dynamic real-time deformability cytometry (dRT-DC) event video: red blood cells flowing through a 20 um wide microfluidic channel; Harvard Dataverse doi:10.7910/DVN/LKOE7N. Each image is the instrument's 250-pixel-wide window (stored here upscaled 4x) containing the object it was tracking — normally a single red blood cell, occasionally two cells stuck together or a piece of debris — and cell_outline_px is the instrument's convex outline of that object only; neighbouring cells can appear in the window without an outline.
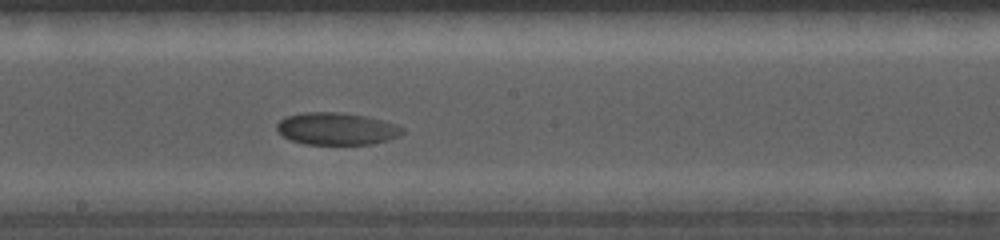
{"species": "common noctule bat (a hibernating species)", "species_latin": "Nyctalus noctula", "temperature_condition": "cold", "stored_images_in_passage": 32, "camera_frame_rate_fps": 5000, "um_per_image_px": 0.085, "animal": {"sex": "female", "body_mass_g": 19.0, "forearm_length_mm": 56.7}, "frame": {"image": 1, "passage_image": 18, "time_ms": 7.0, "image_size_px": [1000, 240], "cell_outline_px": [[404, 132], [400, 136], [388, 140], [372, 144], [304, 144], [292, 140], [284, 136], [276, 128], [276, 124], [284, 116], [304, 112], [340, 112], [364, 116], [396, 124], [404, 128]], "centroid_in_image_um": [28.61, 10.94], "position_along_channel_um": 219.6, "area_um2": 23.58}}
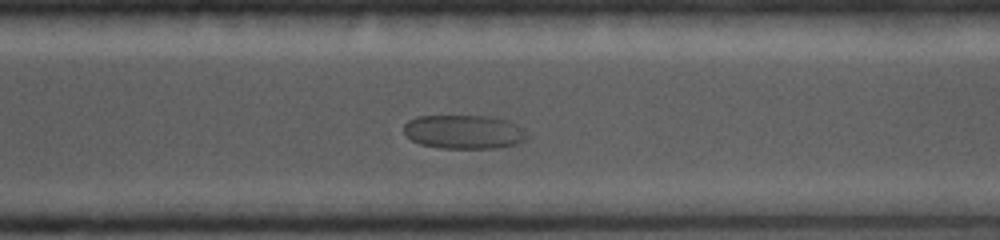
{"frame": {"image": 2, "passage_image": 24, "time_ms": 9.6, "image_size_px": [1000, 240], "cell_outline_px": [[528, 136], [524, 140], [516, 144], [496, 148], [436, 148], [420, 144], [412, 140], [404, 132], [404, 124], [408, 120], [416, 116], [488, 116], [508, 120], [516, 124]], "centroid_in_image_um": [39.4, 11.21], "position_along_channel_um": 331.2, "area_um2": 24.33}}
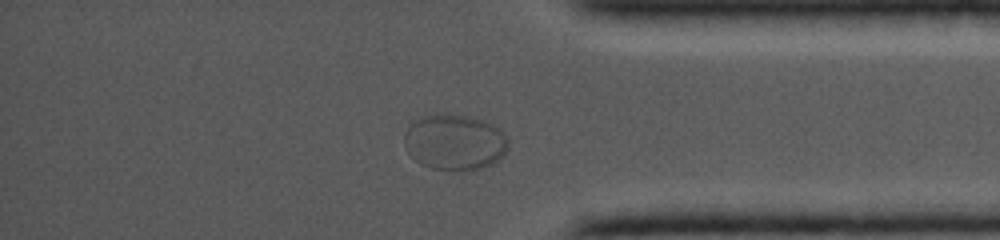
{"frame": {"image": 3, "passage_image": 28, "time_ms": 11.2, "image_size_px": [1000, 240], "cell_outline_px": [[508, 148], [504, 156], [492, 164], [480, 168], [460, 172], [432, 168], [420, 164], [404, 148], [404, 132], [408, 124], [424, 116], [440, 112], [468, 116], [484, 120], [500, 128], [508, 140]], "centroid_in_image_um": [38.64, 12.08], "position_along_channel_um": 396.6, "area_um2": 34.51}}